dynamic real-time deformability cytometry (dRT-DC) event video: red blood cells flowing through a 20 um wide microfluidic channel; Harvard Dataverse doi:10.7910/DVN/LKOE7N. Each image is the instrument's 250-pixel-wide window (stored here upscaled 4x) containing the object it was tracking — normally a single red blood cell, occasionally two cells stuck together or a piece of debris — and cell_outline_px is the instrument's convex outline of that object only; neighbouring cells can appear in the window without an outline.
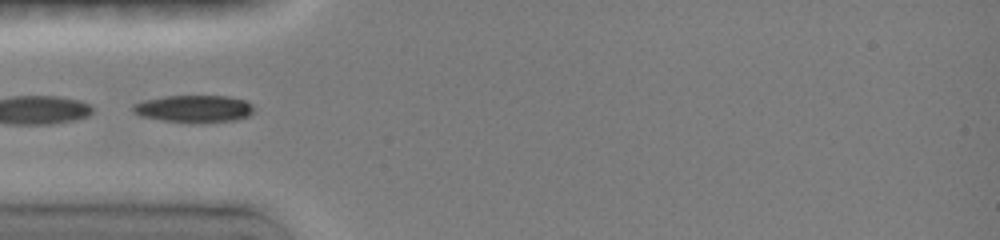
{"species": "common noctule bat (a hibernating species)", "species_latin": "Nyctalus noctula", "temperature_condition": "room temperature", "stored_images_in_passage": 6, "camera_frame_rate_fps": 3000, "um_per_image_px": 0.085, "animal": {"sex": "female", "body_mass_g": 19.0, "forearm_length_mm": 51.5}, "frame": {"image": 1, "passage_image": 1, "time_ms": 0.0, "image_size_px": [1000, 240], "cell_outline_px": [[256, 112], [248, 116], [236, 120], [200, 124], [192, 124], [164, 120], [140, 116], [132, 112], [132, 104], [144, 100], [168, 96], [228, 96], [244, 100], [252, 104]], "centroid_in_image_um": [16.52, 9.27], "position_along_channel_um": 68.5, "area_um2": 19.65}}